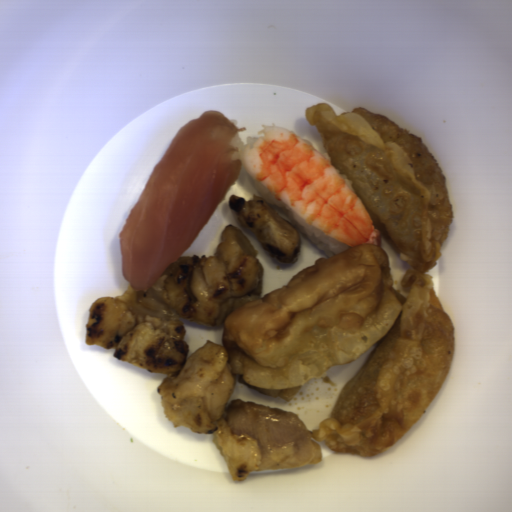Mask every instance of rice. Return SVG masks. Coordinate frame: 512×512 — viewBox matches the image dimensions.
<instances>
[{
    "instance_id": "1",
    "label": "rice",
    "mask_w": 512,
    "mask_h": 512,
    "mask_svg": "<svg viewBox=\"0 0 512 512\" xmlns=\"http://www.w3.org/2000/svg\"><path fill=\"white\" fill-rule=\"evenodd\" d=\"M250 179L254 184L256 190L258 191L260 197L265 198L271 205L282 208L287 212L299 230L306 236V238L316 246L322 253H324L328 258L332 255L345 250L351 246L345 244L344 242L330 236L329 234L321 231L302 217H300L297 213H295L291 208H289L285 203H283L278 197H276L272 192H270L266 187H264L260 182H258L254 177L250 174Z\"/></svg>"
},
{
    "instance_id": "2",
    "label": "rice",
    "mask_w": 512,
    "mask_h": 512,
    "mask_svg": "<svg viewBox=\"0 0 512 512\" xmlns=\"http://www.w3.org/2000/svg\"><path fill=\"white\" fill-rule=\"evenodd\" d=\"M261 137H248L246 138V141L245 142H242L240 136H239V133L235 136V138L232 140V147H236L237 150L236 152L234 153V156H236L237 158H239L242 162V154L243 152L245 151L246 147L248 146H252V144L254 142H256L258 139H260Z\"/></svg>"
},
{
    "instance_id": "3",
    "label": "rice",
    "mask_w": 512,
    "mask_h": 512,
    "mask_svg": "<svg viewBox=\"0 0 512 512\" xmlns=\"http://www.w3.org/2000/svg\"><path fill=\"white\" fill-rule=\"evenodd\" d=\"M308 144H310L312 147H314L316 150H318L320 153H322L324 156H326L330 161H331V157L324 151L320 150L314 143L304 139Z\"/></svg>"
}]
</instances>
